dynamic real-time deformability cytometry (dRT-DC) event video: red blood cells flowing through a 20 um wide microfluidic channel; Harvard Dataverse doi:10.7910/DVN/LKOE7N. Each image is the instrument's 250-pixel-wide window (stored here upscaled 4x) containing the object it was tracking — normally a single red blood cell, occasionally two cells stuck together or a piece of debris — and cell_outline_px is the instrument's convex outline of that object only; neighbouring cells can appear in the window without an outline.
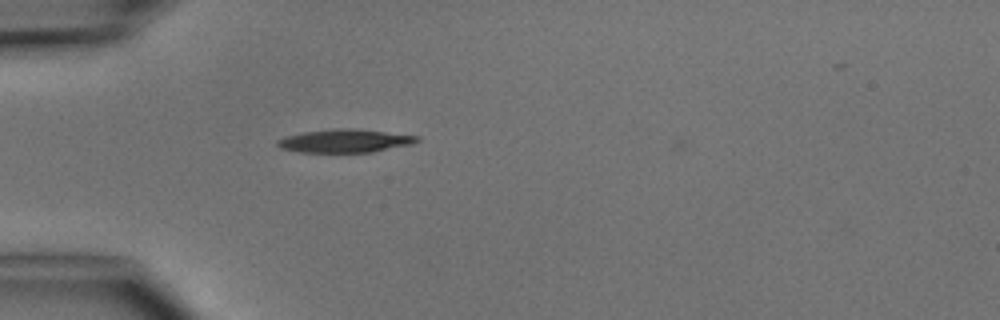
{"species": "common noctule bat (a hibernating species)", "species_latin": "Nyctalus noctula", "temperature_condition": "cold", "stored_images_in_passage": 4, "camera_frame_rate_fps": 3000, "um_per_image_px": 0.085, "animal": {"sex": "male", "body_mass_g": 15.6}, "frame": {"image": 1, "passage_image": 4, "time_ms": 4.333, "image_size_px": [1000, 320], "cell_outline_px": [[420, 140], [412, 144], [372, 152], [300, 152], [280, 148], [276, 144], [276, 140], [288, 136], [304, 132], [336, 128], [356, 128], [420, 136]], "centroid_in_image_um": [29.35, 11.97], "position_along_channel_um": 55.7, "area_um2": 18.9}}